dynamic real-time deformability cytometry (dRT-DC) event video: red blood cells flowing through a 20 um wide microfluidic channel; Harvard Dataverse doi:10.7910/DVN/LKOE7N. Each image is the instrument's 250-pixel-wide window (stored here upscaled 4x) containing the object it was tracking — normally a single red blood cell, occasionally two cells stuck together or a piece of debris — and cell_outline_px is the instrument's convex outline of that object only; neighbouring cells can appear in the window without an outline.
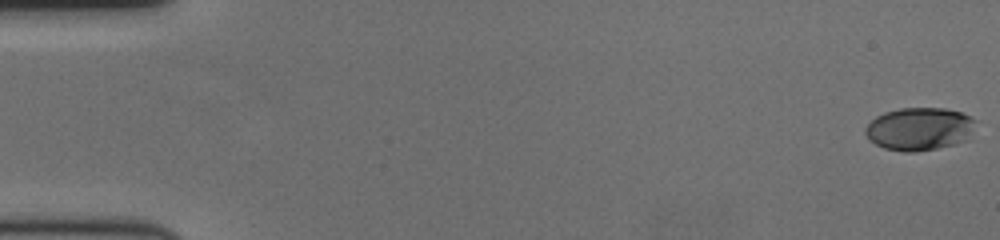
{"species": "human", "species_latin": "Homo sapiens", "temperature_condition": "cold", "stored_images_in_passage": 61, "camera_frame_rate_fps": 3000, "um_per_image_px": 0.085, "donor": {"sex": "female"}, "frame": {"image": 1, "passage_image": 1, "time_ms": 0.0, "image_size_px": [1000, 240], "cell_outline_px": [[976, 120], [968, 140], [956, 144], [916, 152], [904, 152], [884, 148], [868, 140], [864, 132], [864, 128], [876, 116], [884, 112], [900, 108], [944, 108], [960, 112]], "centroid_in_image_um": [78.12, 10.96], "position_along_channel_um": 6.9, "area_um2": 27.69}}
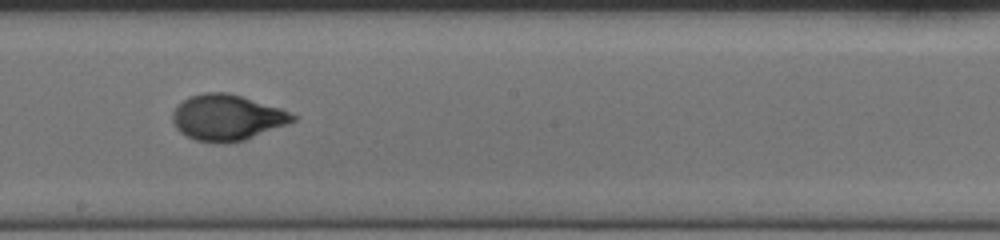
{"frame": {"image": 2, "passage_image": 35, "time_ms": 11.333, "image_size_px": [1000, 240], "cell_outline_px": [[296, 120], [244, 140], [224, 144], [216, 144], [196, 140], [180, 132], [176, 128], [172, 120], [172, 112], [188, 96], [204, 92], [228, 92], [280, 108], [296, 116]], "centroid_in_image_um": [19.26, 9.99], "position_along_channel_um": 228.9, "area_um2": 31.91}}
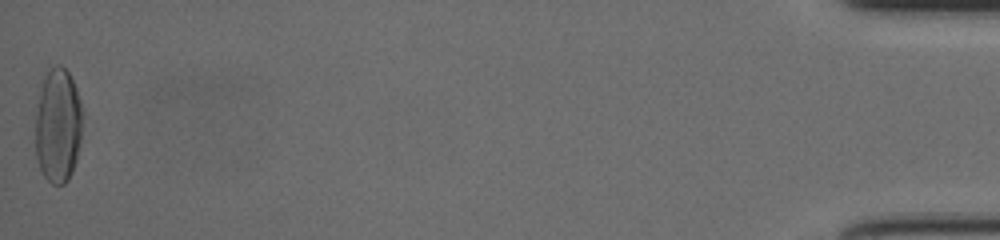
{"frame": {"image": 3, "passage_image": 61, "time_ms": 20.0, "image_size_px": [1000, 240], "cell_outline_px": [[80, 140], [76, 160], [72, 172], [68, 180], [64, 184], [52, 184], [44, 176], [36, 160], [36, 112], [40, 84], [44, 76], [56, 64], [60, 64], [68, 72], [76, 88], [80, 100]], "centroid_in_image_um": [4.9, 10.67], "position_along_channel_um": 430.3, "area_um2": 31.21}, "authors_computed_cell_mechanics": {"area_um2": 30.7496, "velocity_mm_per_s": 3.4686, "shape_relaxation_time_tau1_ms": 4.1458, "shape_relaxation_time_tau2_ms": null, "deformation_change_tau1": 0.1973, "deformation_change_tau2": null}}